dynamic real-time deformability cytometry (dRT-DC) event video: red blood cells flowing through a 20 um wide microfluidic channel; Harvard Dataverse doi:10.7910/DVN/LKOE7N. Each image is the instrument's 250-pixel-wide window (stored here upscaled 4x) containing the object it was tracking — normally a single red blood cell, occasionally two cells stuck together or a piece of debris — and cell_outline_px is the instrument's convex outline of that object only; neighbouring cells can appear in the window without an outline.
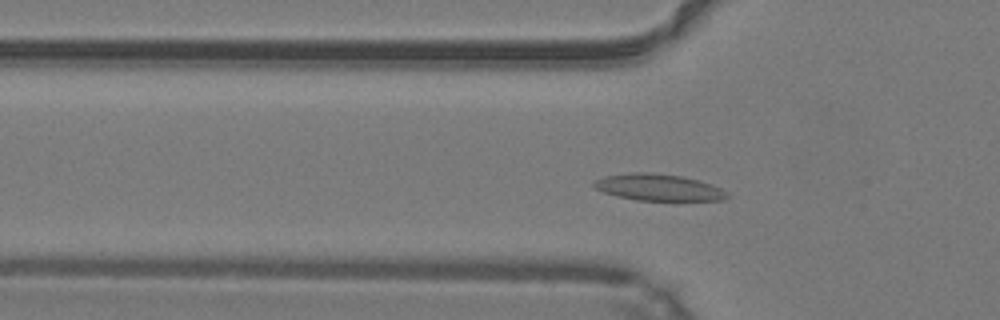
{"species": "common noctule bat (a hibernating species)", "species_latin": "Nyctalus noctula", "temperature_condition": "warm", "stored_images_in_passage": 35, "camera_frame_rate_fps": 3000, "um_per_image_px": 0.085, "animal": {"sex": "male", "body_mass_g": 19.2, "forearm_length_mm": 51.8}, "frame": {"image": 1, "passage_image": 2, "time_ms": 0.333, "image_size_px": [1000, 320], "cell_outline_px": [[728, 196], [724, 200], [636, 200], [616, 196], [604, 192], [596, 188], [592, 184], [596, 180], [604, 176], [632, 172], [652, 172], [680, 176], [700, 180], [720, 188], [728, 192]], "centroid_in_image_um": [55.96, 15.92], "position_along_channel_um": 69.8, "area_um2": 20.58}}
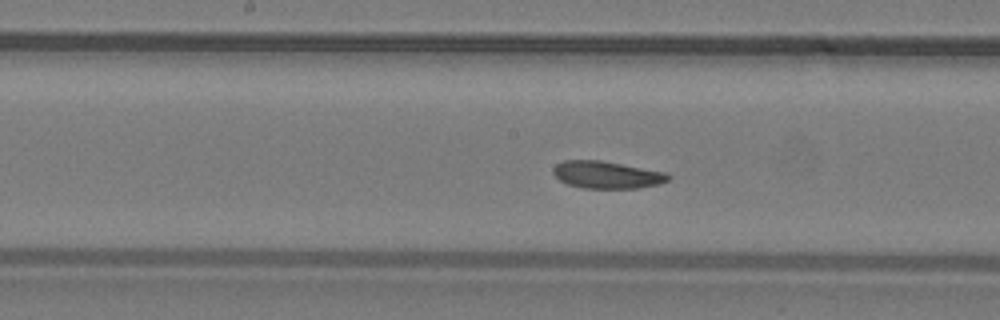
{"frame": {"image": 2, "passage_image": 11, "time_ms": 3.333, "image_size_px": [1000, 320], "cell_outline_px": [[672, 176], [668, 180], [660, 184], [636, 188], [584, 188], [568, 184], [560, 180], [552, 172], [552, 168], [556, 164], [564, 160], [600, 160], [668, 172]], "centroid_in_image_um": [51.61, 14.85], "position_along_channel_um": 196.6, "area_um2": 18.38}}
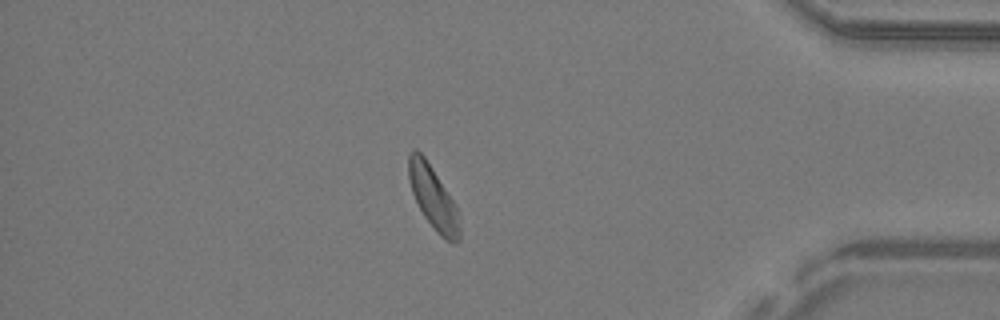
{"frame": {"image": 3, "passage_image": 28, "time_ms": 9.0, "image_size_px": [1000, 320], "cell_outline_px": [[460, 240], [448, 240], [440, 236], [424, 216], [412, 192], [408, 176], [408, 156], [412, 148], [416, 148], [424, 156], [456, 204], [460, 228]], "centroid_in_image_um": [36.8, 16.75], "position_along_channel_um": 398.4, "area_um2": 18.38}, "authors_computed_cell_mechanics": {"area_um2": 18.6116, "velocity_mm_per_s": 4.1945, "shape_relaxation_time_tau1_ms": 5.0452, "shape_relaxation_time_tau2_ms": 3.2264, "deformation_change_tau1": 0.115, "deformation_change_tau2": 0.0942}}